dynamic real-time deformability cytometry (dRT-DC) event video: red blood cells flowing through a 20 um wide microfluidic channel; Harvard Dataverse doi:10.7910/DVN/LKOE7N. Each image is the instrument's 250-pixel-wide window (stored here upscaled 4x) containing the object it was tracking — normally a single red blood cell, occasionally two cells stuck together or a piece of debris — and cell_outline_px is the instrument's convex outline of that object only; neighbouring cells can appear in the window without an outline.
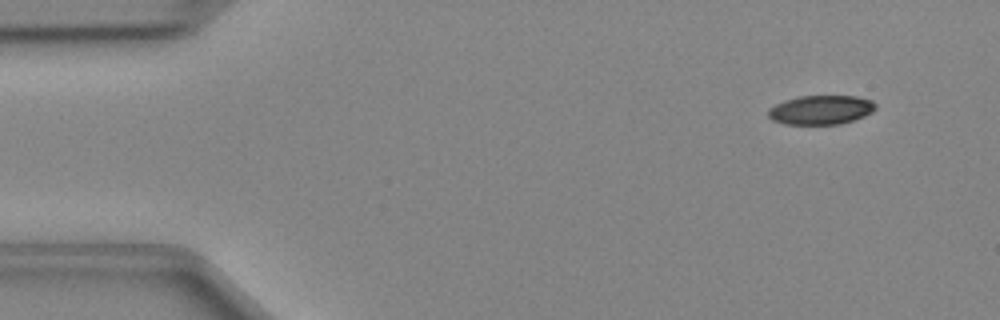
{"species": "Egyptian fruit bat (a non-hibernating species)", "species_latin": "Rousettus aegyptiacus", "temperature_condition": "cold", "stored_images_in_passage": 47, "camera_frame_rate_fps": 3000, "um_per_image_px": 0.085, "animal": {"sex": "female"}, "frame": {"image": 1, "passage_image": 4, "time_ms": 1.0, "image_size_px": [1000, 320], "cell_outline_px": [[876, 108], [872, 112], [864, 116], [840, 124], [784, 124], [772, 120], [768, 116], [768, 108], [784, 100], [800, 96], [856, 96], [872, 100], [876, 104]], "centroid_in_image_um": [69.77, 9.33], "position_along_channel_um": 15.2, "area_um2": 18.26}}
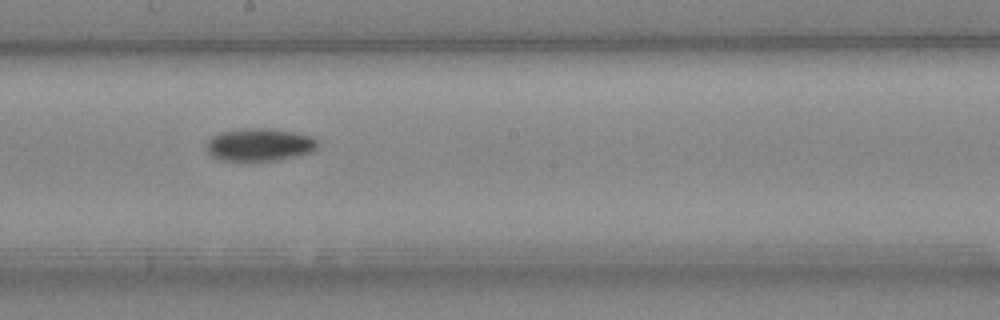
{"frame": {"image": 2, "passage_image": 26, "time_ms": 8.333, "image_size_px": [1000, 320], "cell_outline_px": [[320, 144], [312, 152], [300, 156], [276, 160], [220, 160], [212, 156], [208, 152], [204, 144], [212, 136], [220, 132], [244, 128], [272, 128], [296, 132], [312, 136]], "centroid_in_image_um": [22.08, 12.28], "position_along_channel_um": 226.1, "area_um2": 21.5}}
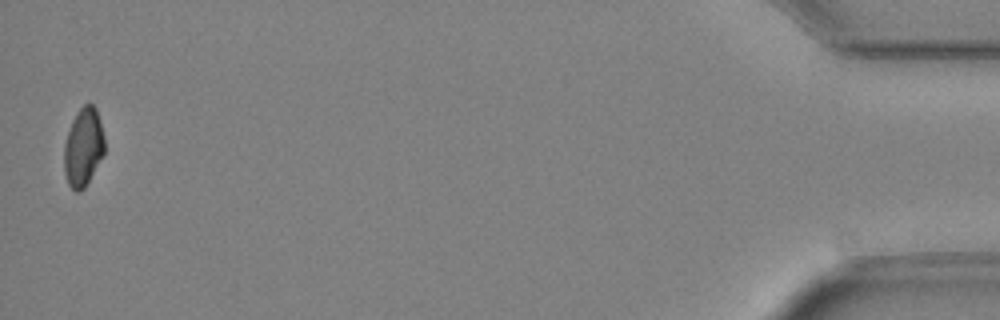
{"frame": {"image": 3, "passage_image": 47, "time_ms": 15.333, "image_size_px": [1000, 320], "cell_outline_px": [[104, 152], [84, 188], [80, 192], [76, 192], [68, 184], [64, 172], [64, 144], [72, 120], [76, 112], [84, 104], [92, 104], [96, 108], [100, 120], [104, 136]], "centroid_in_image_um": [7.07, 12.49], "position_along_channel_um": 428.1, "area_um2": 18.32}}